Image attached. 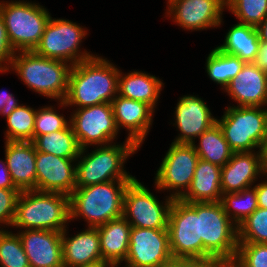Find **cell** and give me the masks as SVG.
I'll return each mask as SVG.
<instances>
[{
	"mask_svg": "<svg viewBox=\"0 0 267 267\" xmlns=\"http://www.w3.org/2000/svg\"><path fill=\"white\" fill-rule=\"evenodd\" d=\"M79 147L88 145H107L118 133L111 103L77 108L70 120Z\"/></svg>",
	"mask_w": 267,
	"mask_h": 267,
	"instance_id": "13",
	"label": "cell"
},
{
	"mask_svg": "<svg viewBox=\"0 0 267 267\" xmlns=\"http://www.w3.org/2000/svg\"><path fill=\"white\" fill-rule=\"evenodd\" d=\"M85 35H87L86 30L78 24L65 19H52L51 17L34 52L46 58L67 63L69 61V64L73 66L95 57L86 51L81 53L78 50L79 44Z\"/></svg>",
	"mask_w": 267,
	"mask_h": 267,
	"instance_id": "10",
	"label": "cell"
},
{
	"mask_svg": "<svg viewBox=\"0 0 267 267\" xmlns=\"http://www.w3.org/2000/svg\"><path fill=\"white\" fill-rule=\"evenodd\" d=\"M82 156L87 148H82L78 155L80 161L76 165V187L106 183L112 180H133L123 169L128 156L139 148L133 141L126 139L123 145H103ZM83 157V158H82Z\"/></svg>",
	"mask_w": 267,
	"mask_h": 267,
	"instance_id": "6",
	"label": "cell"
},
{
	"mask_svg": "<svg viewBox=\"0 0 267 267\" xmlns=\"http://www.w3.org/2000/svg\"><path fill=\"white\" fill-rule=\"evenodd\" d=\"M258 38L260 42H267V16L265 19L256 27Z\"/></svg>",
	"mask_w": 267,
	"mask_h": 267,
	"instance_id": "45",
	"label": "cell"
},
{
	"mask_svg": "<svg viewBox=\"0 0 267 267\" xmlns=\"http://www.w3.org/2000/svg\"><path fill=\"white\" fill-rule=\"evenodd\" d=\"M215 263L195 258H171L161 267H217Z\"/></svg>",
	"mask_w": 267,
	"mask_h": 267,
	"instance_id": "40",
	"label": "cell"
},
{
	"mask_svg": "<svg viewBox=\"0 0 267 267\" xmlns=\"http://www.w3.org/2000/svg\"><path fill=\"white\" fill-rule=\"evenodd\" d=\"M70 220L68 195L38 190L20 192L13 227L25 230H52L63 232Z\"/></svg>",
	"mask_w": 267,
	"mask_h": 267,
	"instance_id": "3",
	"label": "cell"
},
{
	"mask_svg": "<svg viewBox=\"0 0 267 267\" xmlns=\"http://www.w3.org/2000/svg\"><path fill=\"white\" fill-rule=\"evenodd\" d=\"M263 165H264V173H267V144L263 148Z\"/></svg>",
	"mask_w": 267,
	"mask_h": 267,
	"instance_id": "46",
	"label": "cell"
},
{
	"mask_svg": "<svg viewBox=\"0 0 267 267\" xmlns=\"http://www.w3.org/2000/svg\"><path fill=\"white\" fill-rule=\"evenodd\" d=\"M256 189L258 208L267 209V181L254 186Z\"/></svg>",
	"mask_w": 267,
	"mask_h": 267,
	"instance_id": "44",
	"label": "cell"
},
{
	"mask_svg": "<svg viewBox=\"0 0 267 267\" xmlns=\"http://www.w3.org/2000/svg\"><path fill=\"white\" fill-rule=\"evenodd\" d=\"M119 72L118 94L121 97L145 102L156 107L163 82L159 78L143 72H131L121 76Z\"/></svg>",
	"mask_w": 267,
	"mask_h": 267,
	"instance_id": "26",
	"label": "cell"
},
{
	"mask_svg": "<svg viewBox=\"0 0 267 267\" xmlns=\"http://www.w3.org/2000/svg\"><path fill=\"white\" fill-rule=\"evenodd\" d=\"M199 156L193 144L172 142L155 177L156 187L160 190L171 189L176 192L170 196L180 199L189 189L194 177ZM181 188L186 189L181 191Z\"/></svg>",
	"mask_w": 267,
	"mask_h": 267,
	"instance_id": "12",
	"label": "cell"
},
{
	"mask_svg": "<svg viewBox=\"0 0 267 267\" xmlns=\"http://www.w3.org/2000/svg\"><path fill=\"white\" fill-rule=\"evenodd\" d=\"M203 260L220 265H231L238 250V226L225 213L219 202H196ZM235 225V226H234Z\"/></svg>",
	"mask_w": 267,
	"mask_h": 267,
	"instance_id": "2",
	"label": "cell"
},
{
	"mask_svg": "<svg viewBox=\"0 0 267 267\" xmlns=\"http://www.w3.org/2000/svg\"><path fill=\"white\" fill-rule=\"evenodd\" d=\"M20 104L17 103V100L13 97V94H8L5 91L0 93V114L5 115L6 117Z\"/></svg>",
	"mask_w": 267,
	"mask_h": 267,
	"instance_id": "41",
	"label": "cell"
},
{
	"mask_svg": "<svg viewBox=\"0 0 267 267\" xmlns=\"http://www.w3.org/2000/svg\"><path fill=\"white\" fill-rule=\"evenodd\" d=\"M119 70L102 57H93L73 65L68 92L61 106L79 108L111 103L118 94Z\"/></svg>",
	"mask_w": 267,
	"mask_h": 267,
	"instance_id": "1",
	"label": "cell"
},
{
	"mask_svg": "<svg viewBox=\"0 0 267 267\" xmlns=\"http://www.w3.org/2000/svg\"><path fill=\"white\" fill-rule=\"evenodd\" d=\"M173 200L169 196L163 206L145 186L134 178L125 189L123 216L132 227L168 229V214Z\"/></svg>",
	"mask_w": 267,
	"mask_h": 267,
	"instance_id": "11",
	"label": "cell"
},
{
	"mask_svg": "<svg viewBox=\"0 0 267 267\" xmlns=\"http://www.w3.org/2000/svg\"><path fill=\"white\" fill-rule=\"evenodd\" d=\"M225 90L239 107H264L267 104V73L247 62Z\"/></svg>",
	"mask_w": 267,
	"mask_h": 267,
	"instance_id": "20",
	"label": "cell"
},
{
	"mask_svg": "<svg viewBox=\"0 0 267 267\" xmlns=\"http://www.w3.org/2000/svg\"><path fill=\"white\" fill-rule=\"evenodd\" d=\"M0 267H30L19 235L4 230L0 235Z\"/></svg>",
	"mask_w": 267,
	"mask_h": 267,
	"instance_id": "35",
	"label": "cell"
},
{
	"mask_svg": "<svg viewBox=\"0 0 267 267\" xmlns=\"http://www.w3.org/2000/svg\"><path fill=\"white\" fill-rule=\"evenodd\" d=\"M20 191L18 189L0 188V223L13 225L16 212V203Z\"/></svg>",
	"mask_w": 267,
	"mask_h": 267,
	"instance_id": "38",
	"label": "cell"
},
{
	"mask_svg": "<svg viewBox=\"0 0 267 267\" xmlns=\"http://www.w3.org/2000/svg\"><path fill=\"white\" fill-rule=\"evenodd\" d=\"M211 115L201 98L192 95L180 98L175 111V123L181 134L174 143L192 144L193 139L216 123L217 119Z\"/></svg>",
	"mask_w": 267,
	"mask_h": 267,
	"instance_id": "19",
	"label": "cell"
},
{
	"mask_svg": "<svg viewBox=\"0 0 267 267\" xmlns=\"http://www.w3.org/2000/svg\"><path fill=\"white\" fill-rule=\"evenodd\" d=\"M200 142L196 147L192 143L200 159L222 167L226 165L233 155V150L224 138V134L216 122L199 137Z\"/></svg>",
	"mask_w": 267,
	"mask_h": 267,
	"instance_id": "28",
	"label": "cell"
},
{
	"mask_svg": "<svg viewBox=\"0 0 267 267\" xmlns=\"http://www.w3.org/2000/svg\"><path fill=\"white\" fill-rule=\"evenodd\" d=\"M36 110L20 105L7 117L6 141L32 142Z\"/></svg>",
	"mask_w": 267,
	"mask_h": 267,
	"instance_id": "32",
	"label": "cell"
},
{
	"mask_svg": "<svg viewBox=\"0 0 267 267\" xmlns=\"http://www.w3.org/2000/svg\"><path fill=\"white\" fill-rule=\"evenodd\" d=\"M206 63L210 79L225 88L241 71L246 62L238 56L225 53L216 47L208 55Z\"/></svg>",
	"mask_w": 267,
	"mask_h": 267,
	"instance_id": "30",
	"label": "cell"
},
{
	"mask_svg": "<svg viewBox=\"0 0 267 267\" xmlns=\"http://www.w3.org/2000/svg\"><path fill=\"white\" fill-rule=\"evenodd\" d=\"M238 243L267 244V209L257 208L238 226Z\"/></svg>",
	"mask_w": 267,
	"mask_h": 267,
	"instance_id": "33",
	"label": "cell"
},
{
	"mask_svg": "<svg viewBox=\"0 0 267 267\" xmlns=\"http://www.w3.org/2000/svg\"><path fill=\"white\" fill-rule=\"evenodd\" d=\"M222 195L221 167L199 158L191 185L180 199L185 202H219Z\"/></svg>",
	"mask_w": 267,
	"mask_h": 267,
	"instance_id": "25",
	"label": "cell"
},
{
	"mask_svg": "<svg viewBox=\"0 0 267 267\" xmlns=\"http://www.w3.org/2000/svg\"><path fill=\"white\" fill-rule=\"evenodd\" d=\"M62 232L63 266L75 267L104 263L101 256L100 237L97 227H88L71 238Z\"/></svg>",
	"mask_w": 267,
	"mask_h": 267,
	"instance_id": "23",
	"label": "cell"
},
{
	"mask_svg": "<svg viewBox=\"0 0 267 267\" xmlns=\"http://www.w3.org/2000/svg\"><path fill=\"white\" fill-rule=\"evenodd\" d=\"M5 158L12 181L20 191L36 190V149L32 142L6 141Z\"/></svg>",
	"mask_w": 267,
	"mask_h": 267,
	"instance_id": "22",
	"label": "cell"
},
{
	"mask_svg": "<svg viewBox=\"0 0 267 267\" xmlns=\"http://www.w3.org/2000/svg\"><path fill=\"white\" fill-rule=\"evenodd\" d=\"M132 226L124 216L108 221L97 227L103 262L109 267H117L125 261L130 243Z\"/></svg>",
	"mask_w": 267,
	"mask_h": 267,
	"instance_id": "24",
	"label": "cell"
},
{
	"mask_svg": "<svg viewBox=\"0 0 267 267\" xmlns=\"http://www.w3.org/2000/svg\"><path fill=\"white\" fill-rule=\"evenodd\" d=\"M250 188L243 189L240 192L222 195L221 203L225 213L230 219H233L236 226H239L258 208L256 189L255 187Z\"/></svg>",
	"mask_w": 267,
	"mask_h": 267,
	"instance_id": "31",
	"label": "cell"
},
{
	"mask_svg": "<svg viewBox=\"0 0 267 267\" xmlns=\"http://www.w3.org/2000/svg\"><path fill=\"white\" fill-rule=\"evenodd\" d=\"M56 112L52 107H44L36 110L33 139L39 135L50 134L65 129L70 124L63 115L61 116Z\"/></svg>",
	"mask_w": 267,
	"mask_h": 267,
	"instance_id": "37",
	"label": "cell"
},
{
	"mask_svg": "<svg viewBox=\"0 0 267 267\" xmlns=\"http://www.w3.org/2000/svg\"><path fill=\"white\" fill-rule=\"evenodd\" d=\"M261 108L230 106L216 120L233 152L263 150L267 144V109Z\"/></svg>",
	"mask_w": 267,
	"mask_h": 267,
	"instance_id": "8",
	"label": "cell"
},
{
	"mask_svg": "<svg viewBox=\"0 0 267 267\" xmlns=\"http://www.w3.org/2000/svg\"><path fill=\"white\" fill-rule=\"evenodd\" d=\"M231 267H267V244L238 243L237 255Z\"/></svg>",
	"mask_w": 267,
	"mask_h": 267,
	"instance_id": "36",
	"label": "cell"
},
{
	"mask_svg": "<svg viewBox=\"0 0 267 267\" xmlns=\"http://www.w3.org/2000/svg\"><path fill=\"white\" fill-rule=\"evenodd\" d=\"M3 167H0V188L3 189H17L12 181L9 169L7 167L6 159L5 162L0 161ZM0 165V166H1Z\"/></svg>",
	"mask_w": 267,
	"mask_h": 267,
	"instance_id": "43",
	"label": "cell"
},
{
	"mask_svg": "<svg viewBox=\"0 0 267 267\" xmlns=\"http://www.w3.org/2000/svg\"><path fill=\"white\" fill-rule=\"evenodd\" d=\"M10 66L22 81L41 95L64 101L72 65L37 55L34 51L14 53Z\"/></svg>",
	"mask_w": 267,
	"mask_h": 267,
	"instance_id": "5",
	"label": "cell"
},
{
	"mask_svg": "<svg viewBox=\"0 0 267 267\" xmlns=\"http://www.w3.org/2000/svg\"><path fill=\"white\" fill-rule=\"evenodd\" d=\"M0 14L14 52L34 51L51 16L43 6L24 1L0 2Z\"/></svg>",
	"mask_w": 267,
	"mask_h": 267,
	"instance_id": "7",
	"label": "cell"
},
{
	"mask_svg": "<svg viewBox=\"0 0 267 267\" xmlns=\"http://www.w3.org/2000/svg\"><path fill=\"white\" fill-rule=\"evenodd\" d=\"M18 235L30 267H64L62 232L23 230Z\"/></svg>",
	"mask_w": 267,
	"mask_h": 267,
	"instance_id": "17",
	"label": "cell"
},
{
	"mask_svg": "<svg viewBox=\"0 0 267 267\" xmlns=\"http://www.w3.org/2000/svg\"><path fill=\"white\" fill-rule=\"evenodd\" d=\"M173 258L168 229L132 227L127 267H161Z\"/></svg>",
	"mask_w": 267,
	"mask_h": 267,
	"instance_id": "14",
	"label": "cell"
},
{
	"mask_svg": "<svg viewBox=\"0 0 267 267\" xmlns=\"http://www.w3.org/2000/svg\"><path fill=\"white\" fill-rule=\"evenodd\" d=\"M32 143L36 151L65 159H78L81 150L70 124L65 129L36 136Z\"/></svg>",
	"mask_w": 267,
	"mask_h": 267,
	"instance_id": "29",
	"label": "cell"
},
{
	"mask_svg": "<svg viewBox=\"0 0 267 267\" xmlns=\"http://www.w3.org/2000/svg\"><path fill=\"white\" fill-rule=\"evenodd\" d=\"M167 228L173 258L203 260V243L196 202L174 199L168 214Z\"/></svg>",
	"mask_w": 267,
	"mask_h": 267,
	"instance_id": "9",
	"label": "cell"
},
{
	"mask_svg": "<svg viewBox=\"0 0 267 267\" xmlns=\"http://www.w3.org/2000/svg\"><path fill=\"white\" fill-rule=\"evenodd\" d=\"M255 66L267 73V42H260L255 60L252 62Z\"/></svg>",
	"mask_w": 267,
	"mask_h": 267,
	"instance_id": "42",
	"label": "cell"
},
{
	"mask_svg": "<svg viewBox=\"0 0 267 267\" xmlns=\"http://www.w3.org/2000/svg\"><path fill=\"white\" fill-rule=\"evenodd\" d=\"M259 152H234L229 162L221 167L223 194L240 192L249 188L261 173L264 174L263 150ZM260 173V174H259Z\"/></svg>",
	"mask_w": 267,
	"mask_h": 267,
	"instance_id": "18",
	"label": "cell"
},
{
	"mask_svg": "<svg viewBox=\"0 0 267 267\" xmlns=\"http://www.w3.org/2000/svg\"><path fill=\"white\" fill-rule=\"evenodd\" d=\"M259 43L256 27L238 23L228 31L224 44L217 48L225 53L238 56L247 63L255 60Z\"/></svg>",
	"mask_w": 267,
	"mask_h": 267,
	"instance_id": "27",
	"label": "cell"
},
{
	"mask_svg": "<svg viewBox=\"0 0 267 267\" xmlns=\"http://www.w3.org/2000/svg\"><path fill=\"white\" fill-rule=\"evenodd\" d=\"M74 160L36 151V190L70 196L76 188Z\"/></svg>",
	"mask_w": 267,
	"mask_h": 267,
	"instance_id": "15",
	"label": "cell"
},
{
	"mask_svg": "<svg viewBox=\"0 0 267 267\" xmlns=\"http://www.w3.org/2000/svg\"><path fill=\"white\" fill-rule=\"evenodd\" d=\"M14 53L15 52L13 51L7 36V30L4 25L3 18L0 14V72L9 71L7 66H2V62L7 64L8 61L7 65H9Z\"/></svg>",
	"mask_w": 267,
	"mask_h": 267,
	"instance_id": "39",
	"label": "cell"
},
{
	"mask_svg": "<svg viewBox=\"0 0 267 267\" xmlns=\"http://www.w3.org/2000/svg\"><path fill=\"white\" fill-rule=\"evenodd\" d=\"M168 4L167 14L179 26L187 30H203L221 24L226 0H168Z\"/></svg>",
	"mask_w": 267,
	"mask_h": 267,
	"instance_id": "16",
	"label": "cell"
},
{
	"mask_svg": "<svg viewBox=\"0 0 267 267\" xmlns=\"http://www.w3.org/2000/svg\"><path fill=\"white\" fill-rule=\"evenodd\" d=\"M75 267H109L105 263H97L91 265L75 266Z\"/></svg>",
	"mask_w": 267,
	"mask_h": 267,
	"instance_id": "47",
	"label": "cell"
},
{
	"mask_svg": "<svg viewBox=\"0 0 267 267\" xmlns=\"http://www.w3.org/2000/svg\"><path fill=\"white\" fill-rule=\"evenodd\" d=\"M226 7L241 21L257 27L267 16V0H226Z\"/></svg>",
	"mask_w": 267,
	"mask_h": 267,
	"instance_id": "34",
	"label": "cell"
},
{
	"mask_svg": "<svg viewBox=\"0 0 267 267\" xmlns=\"http://www.w3.org/2000/svg\"><path fill=\"white\" fill-rule=\"evenodd\" d=\"M131 181L112 180L101 184L76 187L69 196L70 219L82 216L88 222L89 227H98L123 216V197Z\"/></svg>",
	"mask_w": 267,
	"mask_h": 267,
	"instance_id": "4",
	"label": "cell"
},
{
	"mask_svg": "<svg viewBox=\"0 0 267 267\" xmlns=\"http://www.w3.org/2000/svg\"><path fill=\"white\" fill-rule=\"evenodd\" d=\"M111 104L118 130L121 126L129 130L127 139L140 147L152 124V115L155 109L145 102L127 99L119 95L112 100Z\"/></svg>",
	"mask_w": 267,
	"mask_h": 267,
	"instance_id": "21",
	"label": "cell"
},
{
	"mask_svg": "<svg viewBox=\"0 0 267 267\" xmlns=\"http://www.w3.org/2000/svg\"><path fill=\"white\" fill-rule=\"evenodd\" d=\"M217 267H231L230 265H220V266H217Z\"/></svg>",
	"mask_w": 267,
	"mask_h": 267,
	"instance_id": "48",
	"label": "cell"
}]
</instances>
